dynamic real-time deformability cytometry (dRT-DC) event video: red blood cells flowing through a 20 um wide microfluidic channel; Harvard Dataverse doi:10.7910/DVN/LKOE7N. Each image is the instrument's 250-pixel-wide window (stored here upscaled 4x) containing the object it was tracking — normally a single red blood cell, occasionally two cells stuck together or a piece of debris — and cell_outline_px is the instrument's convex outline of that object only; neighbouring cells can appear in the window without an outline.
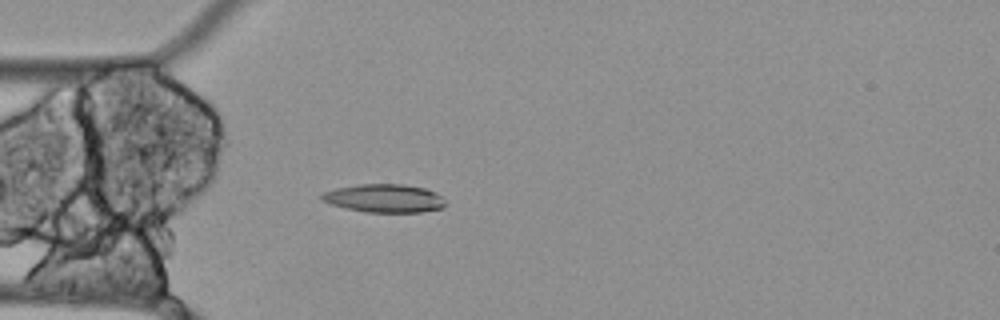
{"species": "Egyptian fruit bat (a non-hibernating species)", "species_latin": "Rousettus aegyptiacus", "temperature_condition": "cold", "stored_images_in_passage": 57, "camera_frame_rate_fps": 3000, "um_per_image_px": 0.085, "animal": {"sex": "female"}, "frame": {"image": 1, "passage_image": 16, "time_ms": 5.0, "image_size_px": [1000, 320], "cell_outline_px": [[444, 204], [440, 208], [420, 212], [368, 212], [344, 208], [320, 200], [320, 196], [324, 192], [336, 188], [356, 184], [404, 184], [424, 188], [436, 192], [444, 200]], "centroid_in_image_um": [32.63, 16.84], "position_along_channel_um": 52.4, "area_um2": 20.29}}
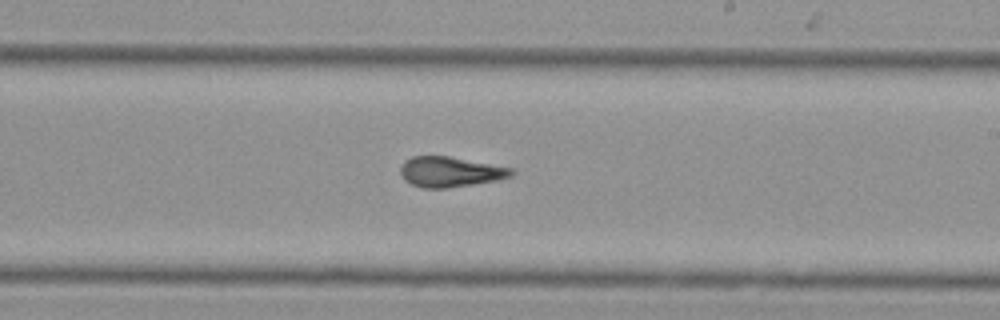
{"frame": {"image": 2, "passage_image": 33, "time_ms": 10.667, "image_size_px": [1000, 320], "cell_outline_px": [[516, 172], [512, 176], [496, 180], [448, 188], [424, 188], [412, 184], [404, 180], [400, 172], [400, 168], [404, 160], [412, 156], [448, 156], [512, 168]], "centroid_in_image_um": [38.24, 14.6], "position_along_channel_um": 250.8, "area_um2": 19.48}}
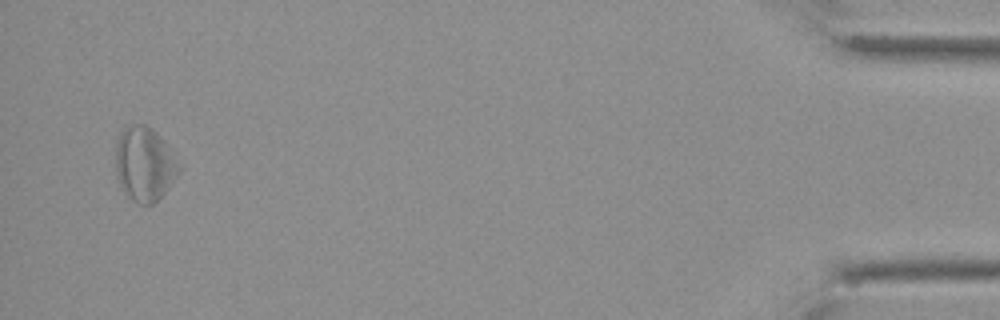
{"frame": {"image": 3, "passage_image": 55, "time_ms": 18.0, "image_size_px": [1000, 320], "cell_outline_px": [[184, 168], [168, 188], [152, 204], [140, 204], [132, 200], [124, 192], [116, 176], [116, 140], [120, 132], [128, 124], [144, 124], [152, 128], [160, 136]], "centroid_in_image_um": [12.29, 13.92], "position_along_channel_um": 422.9, "area_um2": 27.63}, "authors_computed_cell_mechanics": {"area_um2": 21.2704, "velocity_mm_per_s": 3.4499, "shape_relaxation_time_tau1_ms": null, "shape_relaxation_time_tau2_ms": 7.4502, "deformation_change_tau1": null, "deformation_change_tau2": 0.1943}}